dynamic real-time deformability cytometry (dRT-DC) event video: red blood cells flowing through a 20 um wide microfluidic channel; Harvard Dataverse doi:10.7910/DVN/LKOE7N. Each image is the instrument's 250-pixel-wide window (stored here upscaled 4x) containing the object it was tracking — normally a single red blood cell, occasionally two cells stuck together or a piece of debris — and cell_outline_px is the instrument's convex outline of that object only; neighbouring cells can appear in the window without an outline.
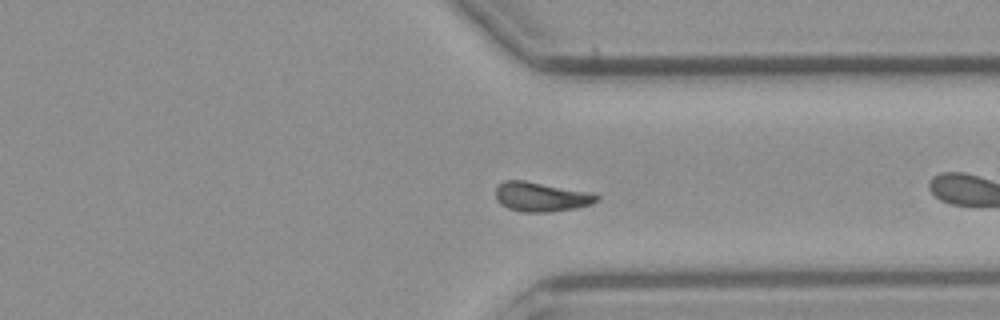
{"species": "common noctule bat (a hibernating species)", "species_latin": "Nyctalus noctula", "temperature_condition": "cold", "stored_images_in_passage": 37, "camera_frame_rate_fps": 3000, "um_per_image_px": 0.085, "animal": {"sex": "male", "body_mass_g": 23.1, "forearm_length_mm": 52.7}, "frame": {"image": 1, "passage_image": 22, "time_ms": 7.0, "image_size_px": [1000, 320], "cell_outline_px": [[600, 200], [592, 204], [576, 208], [548, 212], [524, 212], [508, 208], [500, 204], [496, 200], [496, 188], [504, 180], [524, 180], [588, 192], [600, 196]], "centroid_in_image_um": [45.99, 16.73], "position_along_channel_um": 365.4, "area_um2": 17.28}}